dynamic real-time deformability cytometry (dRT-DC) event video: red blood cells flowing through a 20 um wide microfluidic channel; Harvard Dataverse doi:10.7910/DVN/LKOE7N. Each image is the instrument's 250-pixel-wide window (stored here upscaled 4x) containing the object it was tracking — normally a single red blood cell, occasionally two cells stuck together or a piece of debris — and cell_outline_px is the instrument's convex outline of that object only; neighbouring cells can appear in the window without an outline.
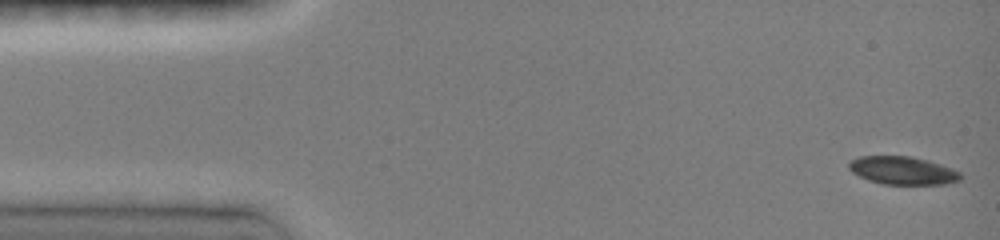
{"species": "common noctule bat (a hibernating species)", "species_latin": "Nyctalus noctula", "temperature_condition": "room temperature", "stored_images_in_passage": 13, "camera_frame_rate_fps": 3000, "um_per_image_px": 0.085, "animal": {"sex": "female", "body_mass_g": 19.0, "forearm_length_mm": 51.5}, "frame": {"image": 1, "passage_image": 1, "time_ms": 0.0, "image_size_px": [1000, 240], "cell_outline_px": [[964, 176], [960, 180], [944, 184], [880, 184], [868, 180], [852, 172], [848, 168], [848, 164], [852, 160], [860, 156], [912, 156], [928, 160], [952, 168], [960, 172]], "centroid_in_image_um": [76.75, 14.49], "position_along_channel_um": 8.3, "area_um2": 18.32}}
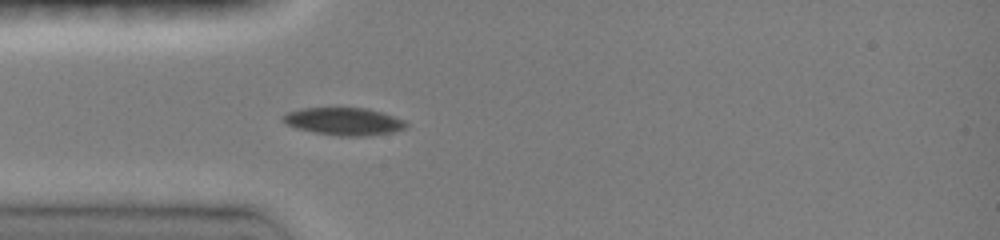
{"frame": {"image": 2, "passage_image": 10, "time_ms": 4.0, "image_size_px": [1000, 240], "cell_outline_px": [[408, 128], [392, 132], [364, 136], [340, 136], [316, 132], [296, 128], [284, 124], [280, 120], [280, 116], [288, 112], [304, 108], [368, 108], [404, 120], [408, 124]], "centroid_in_image_um": [29.2, 10.32], "position_along_channel_um": 55.8, "area_um2": 19.77}}